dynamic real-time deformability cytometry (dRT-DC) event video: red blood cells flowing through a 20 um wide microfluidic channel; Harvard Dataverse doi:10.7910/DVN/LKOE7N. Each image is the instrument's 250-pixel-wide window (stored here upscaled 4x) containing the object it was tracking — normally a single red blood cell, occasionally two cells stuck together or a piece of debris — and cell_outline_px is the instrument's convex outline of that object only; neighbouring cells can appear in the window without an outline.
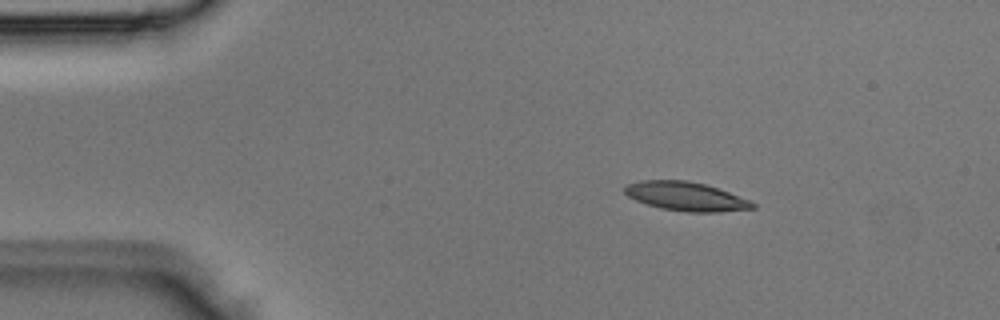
{"species": "Egyptian fruit bat (a non-hibernating species)", "species_latin": "Rousettus aegyptiacus", "temperature_condition": "room temperature", "stored_images_in_passage": 2, "camera_frame_rate_fps": 3000, "um_per_image_px": 0.085, "animal": {"sex": "male"}, "frame": {"image": 1, "passage_image": 1, "time_ms": 0.0, "image_size_px": [1000, 320], "cell_outline_px": [[756, 208], [716, 212], [688, 212], [660, 208], [636, 200], [628, 196], [624, 192], [624, 188], [628, 184], [640, 180], [688, 180], [704, 184], [752, 200], [756, 204]], "centroid_in_image_um": [58.32, 16.69], "position_along_channel_um": 26.7, "area_um2": 21.44}}